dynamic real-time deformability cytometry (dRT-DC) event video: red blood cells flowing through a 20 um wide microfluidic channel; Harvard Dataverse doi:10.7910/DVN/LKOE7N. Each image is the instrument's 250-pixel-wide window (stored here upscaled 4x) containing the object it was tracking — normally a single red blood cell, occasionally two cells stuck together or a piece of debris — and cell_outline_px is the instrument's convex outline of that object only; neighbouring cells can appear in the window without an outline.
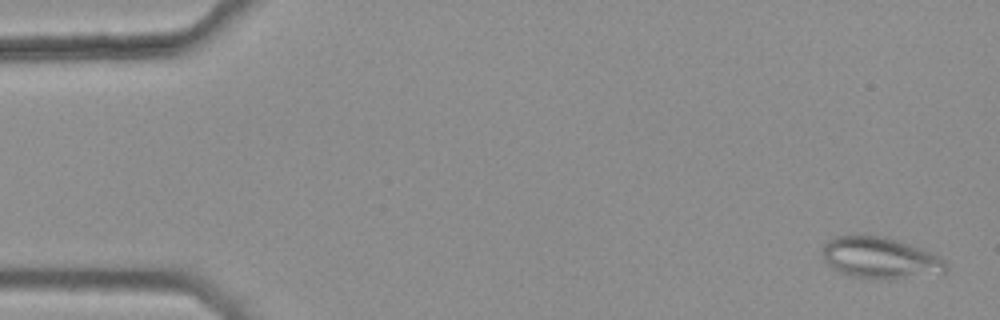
{"species": "common noctule bat (a hibernating species)", "species_latin": "Nyctalus noctula", "temperature_condition": "warm", "stored_images_in_passage": 44, "camera_frame_rate_fps": 3000, "um_per_image_px": 0.085, "animal": {"sex": "female", "body_mass_g": 25.1}, "frame": {"image": 1, "passage_image": 2, "time_ms": 0.333, "image_size_px": [1000, 320], "cell_outline_px": [[948, 268], [944, 272], [888, 280], [848, 276], [840, 272], [828, 264], [824, 260], [824, 244], [828, 240], [836, 236], [884, 236], [932, 252], [944, 260], [948, 264]], "centroid_in_image_um": [74.82, 21.93], "position_along_channel_um": 10.2, "area_um2": 29.48}}
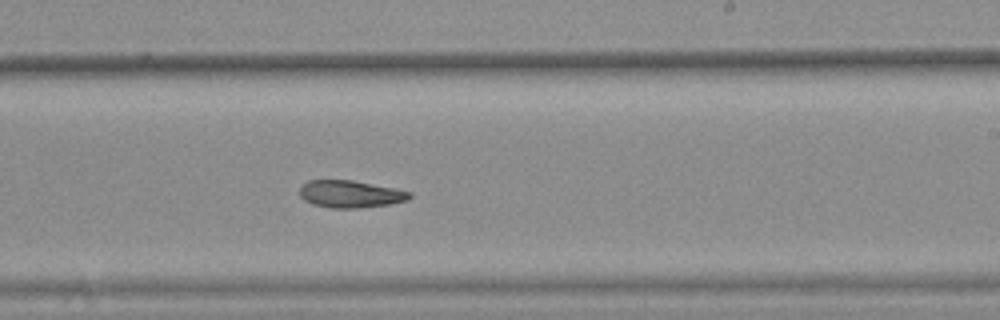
{"frame": {"image": 2, "passage_image": 32, "time_ms": 10.333, "image_size_px": [1000, 320], "cell_outline_px": [[412, 196], [408, 200], [388, 204], [360, 208], [332, 208], [312, 204], [304, 200], [300, 196], [300, 188], [308, 180], [352, 180], [396, 188], [412, 192]], "centroid_in_image_um": [29.8, 16.49], "position_along_channel_um": 259.2, "area_um2": 17.51}}
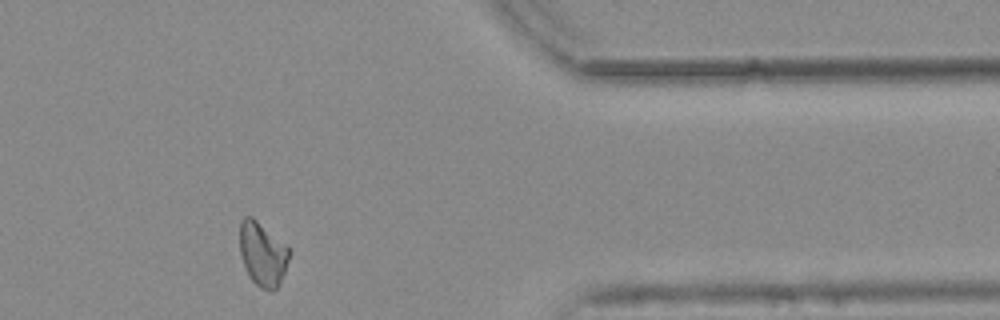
{"frame": {"image": 3, "passage_image": 44, "time_ms": 14.333, "image_size_px": [1000, 320], "cell_outline_px": [[292, 252], [280, 284], [272, 292], [260, 288], [252, 280], [244, 264], [240, 252], [240, 220], [244, 216], [252, 216], [288, 248]], "centroid_in_image_um": [22.33, 21.61], "position_along_channel_um": 389.1, "area_um2": 18.26}}